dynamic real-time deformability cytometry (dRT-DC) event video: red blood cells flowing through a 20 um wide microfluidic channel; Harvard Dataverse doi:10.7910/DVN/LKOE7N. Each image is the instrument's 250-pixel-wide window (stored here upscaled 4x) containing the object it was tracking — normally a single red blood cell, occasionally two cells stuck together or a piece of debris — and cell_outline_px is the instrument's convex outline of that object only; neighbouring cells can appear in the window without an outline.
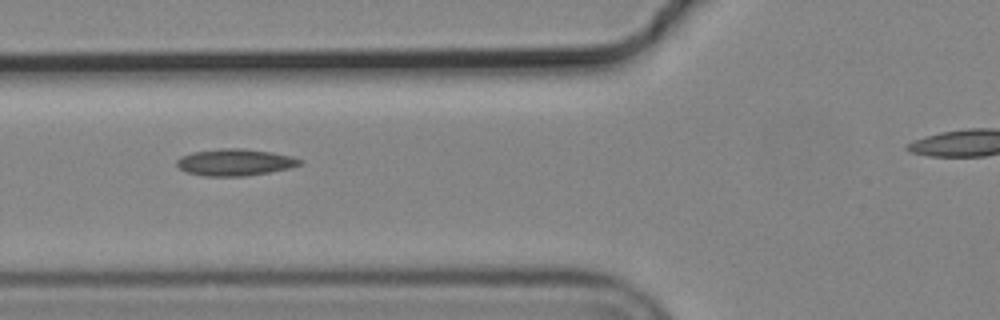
{"species": "common noctule bat (a hibernating species)", "species_latin": "Nyctalus noctula", "temperature_condition": "cold", "stored_images_in_passage": 5, "camera_frame_rate_fps": 3000, "um_per_image_px": 0.085, "animal": {"sex": "male", "body_mass_g": 19.2, "forearm_length_mm": 51.8}, "frame": {"image": 1, "passage_image": 2, "time_ms": 0.333, "image_size_px": [1000, 320], "cell_outline_px": [[304, 164], [288, 168], [268, 172], [244, 176], [204, 176], [184, 172], [176, 164], [176, 160], [180, 156], [192, 152], [220, 148], [244, 148], [272, 152], [292, 156], [304, 160]], "centroid_in_image_um": [19.97, 13.78], "position_along_channel_um": 105.8, "area_um2": 19.42}}
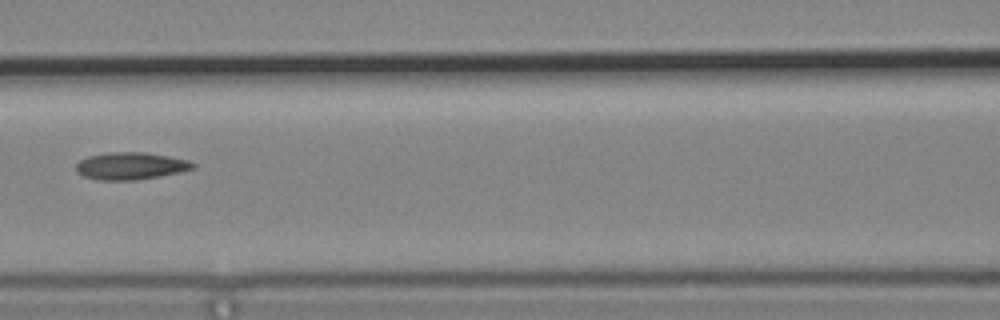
{"frame": {"image": 2, "passage_image": 3, "time_ms": 0.667, "image_size_px": [1000, 320], "cell_outline_px": [[196, 168], [180, 172], [160, 176], [136, 180], [96, 180], [84, 176], [76, 172], [76, 164], [80, 160], [88, 156], [108, 152], [144, 152], [168, 156], [188, 160], [196, 164]], "centroid_in_image_um": [11.1, 14.1], "position_along_channel_um": 155.5, "area_um2": 18.67}}
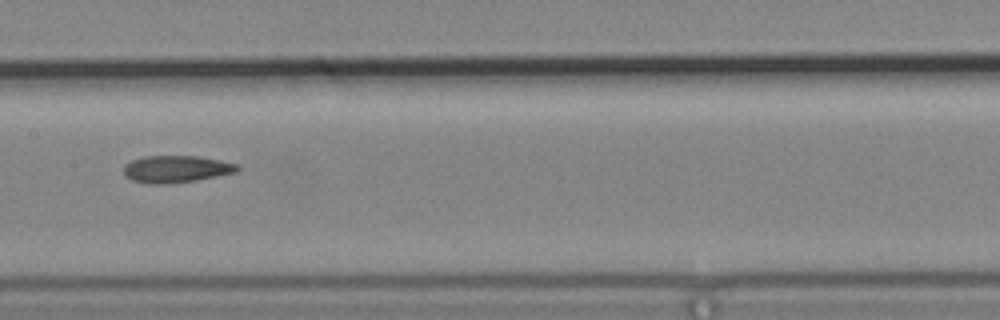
{"frame": {"image": 3, "passage_image": 4, "time_ms": 1.0, "image_size_px": [1000, 320], "cell_outline_px": [[240, 168], [236, 172], [196, 180], [164, 184], [144, 184], [132, 180], [124, 176], [124, 164], [132, 160], [144, 156], [196, 156], [220, 160], [240, 164]], "centroid_in_image_um": [14.95, 14.37], "position_along_channel_um": 192.4, "area_um2": 18.03}}